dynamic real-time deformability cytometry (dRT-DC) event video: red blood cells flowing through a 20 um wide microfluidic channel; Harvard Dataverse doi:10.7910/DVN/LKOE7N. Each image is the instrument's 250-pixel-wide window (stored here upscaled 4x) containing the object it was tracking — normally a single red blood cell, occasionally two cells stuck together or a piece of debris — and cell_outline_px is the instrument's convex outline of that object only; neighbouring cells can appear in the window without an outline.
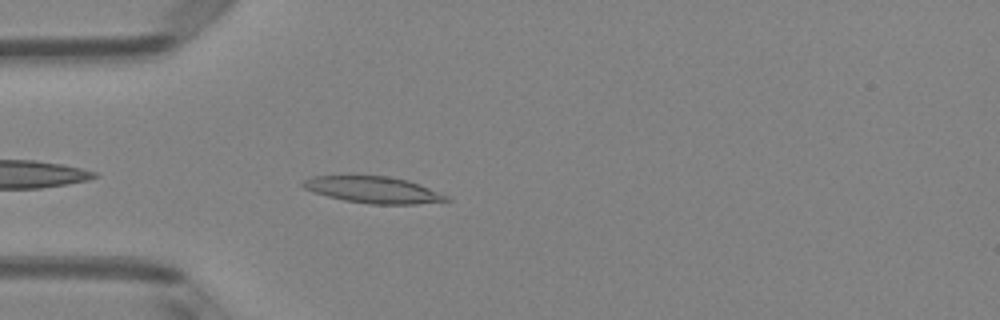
{"species": "Egyptian fruit bat (a non-hibernating species)", "species_latin": "Rousettus aegyptiacus", "temperature_condition": "room temperature", "stored_images_in_passage": 39, "camera_frame_rate_fps": 3000, "um_per_image_px": 0.085, "animal": {"sex": "female"}, "frame": {"image": 1, "passage_image": 3, "time_ms": 0.667, "image_size_px": [1000, 320], "cell_outline_px": [[452, 200], [416, 204], [368, 204], [344, 200], [328, 196], [304, 188], [300, 184], [304, 180], [312, 176], [388, 176], [408, 180], [448, 196]], "centroid_in_image_um": [31.73, 16.14], "position_along_channel_um": 53.3, "area_um2": 21.91}}
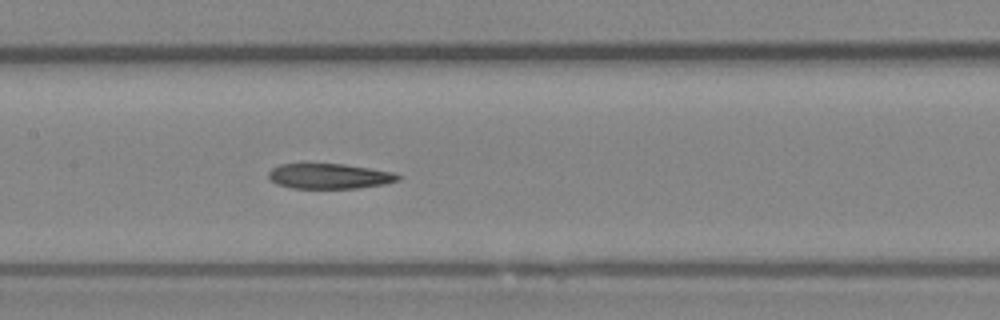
{"frame": {"image": 2, "passage_image": 13, "time_ms": 4.0, "image_size_px": [1000, 320], "cell_outline_px": [[400, 180], [384, 184], [356, 188], [292, 188], [276, 184], [268, 176], [268, 172], [272, 168], [280, 164], [344, 164], [396, 172], [400, 176]], "centroid_in_image_um": [28.02, 14.97], "position_along_channel_um": 179.4, "area_um2": 19.02}}
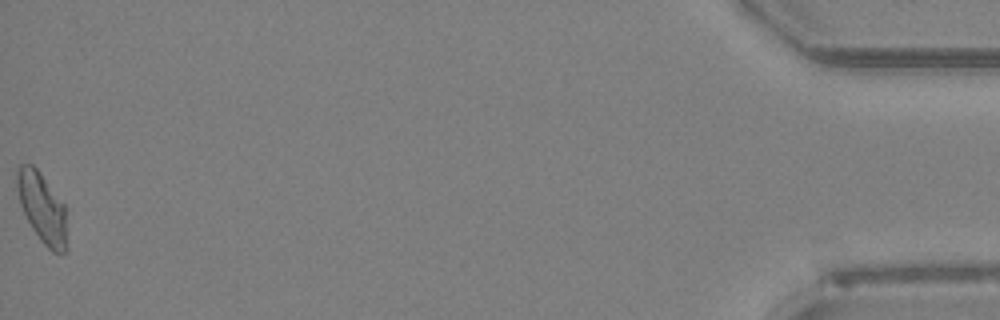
{"frame": {"image": 3, "passage_image": 39, "time_ms": 12.667, "image_size_px": [1000, 320], "cell_outline_px": [[68, 248], [64, 252], [52, 252], [40, 240], [32, 228], [20, 204], [16, 188], [16, 168], [20, 164], [32, 164], [40, 172], [68, 208]], "centroid_in_image_um": [3.64, 17.68], "position_along_channel_um": 431.6, "area_um2": 21.15}, "authors_computed_cell_mechanics": {"area_um2": 20.1144, "velocity_mm_per_s": 4.0342, "shape_relaxation_time_tau1_ms": null, "shape_relaxation_time_tau2_ms": 8.4955, "deformation_change_tau1": null, "deformation_change_tau2": 0.1833}}